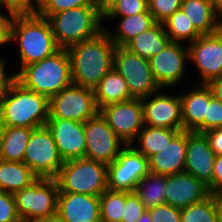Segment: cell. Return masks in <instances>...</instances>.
Returning <instances> with one entry per match:
<instances>
[{"label": "cell", "instance_id": "obj_1", "mask_svg": "<svg viewBox=\"0 0 222 222\" xmlns=\"http://www.w3.org/2000/svg\"><path fill=\"white\" fill-rule=\"evenodd\" d=\"M115 47L105 29L94 38L69 46L72 83L94 89L113 68Z\"/></svg>", "mask_w": 222, "mask_h": 222}, {"label": "cell", "instance_id": "obj_2", "mask_svg": "<svg viewBox=\"0 0 222 222\" xmlns=\"http://www.w3.org/2000/svg\"><path fill=\"white\" fill-rule=\"evenodd\" d=\"M11 41H18L20 69L54 55L57 45L47 18L36 15L15 16L11 26Z\"/></svg>", "mask_w": 222, "mask_h": 222}, {"label": "cell", "instance_id": "obj_3", "mask_svg": "<svg viewBox=\"0 0 222 222\" xmlns=\"http://www.w3.org/2000/svg\"><path fill=\"white\" fill-rule=\"evenodd\" d=\"M17 82L24 88L47 96L58 94L72 84L71 60L67 49L26 66L17 72Z\"/></svg>", "mask_w": 222, "mask_h": 222}, {"label": "cell", "instance_id": "obj_4", "mask_svg": "<svg viewBox=\"0 0 222 222\" xmlns=\"http://www.w3.org/2000/svg\"><path fill=\"white\" fill-rule=\"evenodd\" d=\"M5 126L38 128L47 124L49 98L16 82L1 98Z\"/></svg>", "mask_w": 222, "mask_h": 222}, {"label": "cell", "instance_id": "obj_5", "mask_svg": "<svg viewBox=\"0 0 222 222\" xmlns=\"http://www.w3.org/2000/svg\"><path fill=\"white\" fill-rule=\"evenodd\" d=\"M61 49L96 37L104 30L98 6H81L52 14L48 18Z\"/></svg>", "mask_w": 222, "mask_h": 222}, {"label": "cell", "instance_id": "obj_6", "mask_svg": "<svg viewBox=\"0 0 222 222\" xmlns=\"http://www.w3.org/2000/svg\"><path fill=\"white\" fill-rule=\"evenodd\" d=\"M59 192L100 196L107 187V164L79 158L65 161L55 177Z\"/></svg>", "mask_w": 222, "mask_h": 222}, {"label": "cell", "instance_id": "obj_7", "mask_svg": "<svg viewBox=\"0 0 222 222\" xmlns=\"http://www.w3.org/2000/svg\"><path fill=\"white\" fill-rule=\"evenodd\" d=\"M59 187L55 178H38L30 186L14 194L18 216L22 222L57 213Z\"/></svg>", "mask_w": 222, "mask_h": 222}, {"label": "cell", "instance_id": "obj_8", "mask_svg": "<svg viewBox=\"0 0 222 222\" xmlns=\"http://www.w3.org/2000/svg\"><path fill=\"white\" fill-rule=\"evenodd\" d=\"M113 67L124 78L133 98L141 99L162 91L154 78L149 60L124 46L115 47Z\"/></svg>", "mask_w": 222, "mask_h": 222}, {"label": "cell", "instance_id": "obj_9", "mask_svg": "<svg viewBox=\"0 0 222 222\" xmlns=\"http://www.w3.org/2000/svg\"><path fill=\"white\" fill-rule=\"evenodd\" d=\"M23 162L39 178H55L63 166L50 129L44 125L34 128L25 149Z\"/></svg>", "mask_w": 222, "mask_h": 222}, {"label": "cell", "instance_id": "obj_10", "mask_svg": "<svg viewBox=\"0 0 222 222\" xmlns=\"http://www.w3.org/2000/svg\"><path fill=\"white\" fill-rule=\"evenodd\" d=\"M99 112L94 89L71 84L49 98V118L86 122Z\"/></svg>", "mask_w": 222, "mask_h": 222}, {"label": "cell", "instance_id": "obj_11", "mask_svg": "<svg viewBox=\"0 0 222 222\" xmlns=\"http://www.w3.org/2000/svg\"><path fill=\"white\" fill-rule=\"evenodd\" d=\"M148 173V159L133 145H125L117 159L107 165V187L112 191L134 192L140 179Z\"/></svg>", "mask_w": 222, "mask_h": 222}, {"label": "cell", "instance_id": "obj_12", "mask_svg": "<svg viewBox=\"0 0 222 222\" xmlns=\"http://www.w3.org/2000/svg\"><path fill=\"white\" fill-rule=\"evenodd\" d=\"M85 158L110 164L115 161L125 143L114 133L106 119L98 112L84 122ZM121 147V149H120Z\"/></svg>", "mask_w": 222, "mask_h": 222}, {"label": "cell", "instance_id": "obj_13", "mask_svg": "<svg viewBox=\"0 0 222 222\" xmlns=\"http://www.w3.org/2000/svg\"><path fill=\"white\" fill-rule=\"evenodd\" d=\"M114 133L125 143L133 145L137 134L145 125L141 99L109 104L99 110Z\"/></svg>", "mask_w": 222, "mask_h": 222}, {"label": "cell", "instance_id": "obj_14", "mask_svg": "<svg viewBox=\"0 0 222 222\" xmlns=\"http://www.w3.org/2000/svg\"><path fill=\"white\" fill-rule=\"evenodd\" d=\"M189 59L193 61L206 84L222 77V28L212 34L201 35L188 45Z\"/></svg>", "mask_w": 222, "mask_h": 222}, {"label": "cell", "instance_id": "obj_15", "mask_svg": "<svg viewBox=\"0 0 222 222\" xmlns=\"http://www.w3.org/2000/svg\"><path fill=\"white\" fill-rule=\"evenodd\" d=\"M189 49L179 42H170L161 52L149 59L150 68L160 88L174 87L185 76V60Z\"/></svg>", "mask_w": 222, "mask_h": 222}, {"label": "cell", "instance_id": "obj_16", "mask_svg": "<svg viewBox=\"0 0 222 222\" xmlns=\"http://www.w3.org/2000/svg\"><path fill=\"white\" fill-rule=\"evenodd\" d=\"M160 92L141 98L144 124L152 127L183 130L180 96L174 97Z\"/></svg>", "mask_w": 222, "mask_h": 222}, {"label": "cell", "instance_id": "obj_17", "mask_svg": "<svg viewBox=\"0 0 222 222\" xmlns=\"http://www.w3.org/2000/svg\"><path fill=\"white\" fill-rule=\"evenodd\" d=\"M46 126L52 132L57 149L64 162L85 158L84 123L62 118H48Z\"/></svg>", "mask_w": 222, "mask_h": 222}, {"label": "cell", "instance_id": "obj_18", "mask_svg": "<svg viewBox=\"0 0 222 222\" xmlns=\"http://www.w3.org/2000/svg\"><path fill=\"white\" fill-rule=\"evenodd\" d=\"M165 190L166 204L180 209L199 203L210 195L201 180L186 172L166 176Z\"/></svg>", "mask_w": 222, "mask_h": 222}, {"label": "cell", "instance_id": "obj_19", "mask_svg": "<svg viewBox=\"0 0 222 222\" xmlns=\"http://www.w3.org/2000/svg\"><path fill=\"white\" fill-rule=\"evenodd\" d=\"M215 157L204 134L187 131L184 172L192 174L208 186L212 182Z\"/></svg>", "mask_w": 222, "mask_h": 222}, {"label": "cell", "instance_id": "obj_20", "mask_svg": "<svg viewBox=\"0 0 222 222\" xmlns=\"http://www.w3.org/2000/svg\"><path fill=\"white\" fill-rule=\"evenodd\" d=\"M57 214L63 222H101L100 196L59 192Z\"/></svg>", "mask_w": 222, "mask_h": 222}, {"label": "cell", "instance_id": "obj_21", "mask_svg": "<svg viewBox=\"0 0 222 222\" xmlns=\"http://www.w3.org/2000/svg\"><path fill=\"white\" fill-rule=\"evenodd\" d=\"M212 97L211 90L204 83L180 96L183 130L204 133V117H207V104Z\"/></svg>", "mask_w": 222, "mask_h": 222}, {"label": "cell", "instance_id": "obj_22", "mask_svg": "<svg viewBox=\"0 0 222 222\" xmlns=\"http://www.w3.org/2000/svg\"><path fill=\"white\" fill-rule=\"evenodd\" d=\"M187 131H180L159 153L148 159L149 172L173 175L184 172L186 162Z\"/></svg>", "mask_w": 222, "mask_h": 222}, {"label": "cell", "instance_id": "obj_23", "mask_svg": "<svg viewBox=\"0 0 222 222\" xmlns=\"http://www.w3.org/2000/svg\"><path fill=\"white\" fill-rule=\"evenodd\" d=\"M180 9L200 35L212 34L222 28L215 14L213 0H182Z\"/></svg>", "mask_w": 222, "mask_h": 222}, {"label": "cell", "instance_id": "obj_24", "mask_svg": "<svg viewBox=\"0 0 222 222\" xmlns=\"http://www.w3.org/2000/svg\"><path fill=\"white\" fill-rule=\"evenodd\" d=\"M95 103L101 108L133 99L121 74L113 67L94 88Z\"/></svg>", "mask_w": 222, "mask_h": 222}, {"label": "cell", "instance_id": "obj_25", "mask_svg": "<svg viewBox=\"0 0 222 222\" xmlns=\"http://www.w3.org/2000/svg\"><path fill=\"white\" fill-rule=\"evenodd\" d=\"M171 40L165 32L164 25L156 23L149 30H146L131 39L124 47L129 51L149 60L161 52Z\"/></svg>", "mask_w": 222, "mask_h": 222}, {"label": "cell", "instance_id": "obj_26", "mask_svg": "<svg viewBox=\"0 0 222 222\" xmlns=\"http://www.w3.org/2000/svg\"><path fill=\"white\" fill-rule=\"evenodd\" d=\"M38 178L24 162L0 160V190L3 192L15 194Z\"/></svg>", "mask_w": 222, "mask_h": 222}, {"label": "cell", "instance_id": "obj_27", "mask_svg": "<svg viewBox=\"0 0 222 222\" xmlns=\"http://www.w3.org/2000/svg\"><path fill=\"white\" fill-rule=\"evenodd\" d=\"M32 128L5 126L0 138V160L23 162Z\"/></svg>", "mask_w": 222, "mask_h": 222}, {"label": "cell", "instance_id": "obj_28", "mask_svg": "<svg viewBox=\"0 0 222 222\" xmlns=\"http://www.w3.org/2000/svg\"><path fill=\"white\" fill-rule=\"evenodd\" d=\"M156 24L153 15L149 11L121 17L116 32H111L106 27L111 40L116 46H125L131 39L138 34L149 30ZM111 32V33H110ZM113 33V34H112Z\"/></svg>", "mask_w": 222, "mask_h": 222}, {"label": "cell", "instance_id": "obj_29", "mask_svg": "<svg viewBox=\"0 0 222 222\" xmlns=\"http://www.w3.org/2000/svg\"><path fill=\"white\" fill-rule=\"evenodd\" d=\"M180 131L182 130L144 125L136 137L140 147L133 148L149 159L162 151Z\"/></svg>", "mask_w": 222, "mask_h": 222}, {"label": "cell", "instance_id": "obj_30", "mask_svg": "<svg viewBox=\"0 0 222 222\" xmlns=\"http://www.w3.org/2000/svg\"><path fill=\"white\" fill-rule=\"evenodd\" d=\"M166 176L149 172L140 179L135 194L144 204L146 210L166 203Z\"/></svg>", "mask_w": 222, "mask_h": 222}, {"label": "cell", "instance_id": "obj_31", "mask_svg": "<svg viewBox=\"0 0 222 222\" xmlns=\"http://www.w3.org/2000/svg\"><path fill=\"white\" fill-rule=\"evenodd\" d=\"M163 25L171 42L181 43L186 40L190 44L201 36L181 9L170 16Z\"/></svg>", "mask_w": 222, "mask_h": 222}, {"label": "cell", "instance_id": "obj_32", "mask_svg": "<svg viewBox=\"0 0 222 222\" xmlns=\"http://www.w3.org/2000/svg\"><path fill=\"white\" fill-rule=\"evenodd\" d=\"M125 206V191L106 189L100 195L101 222H121Z\"/></svg>", "mask_w": 222, "mask_h": 222}, {"label": "cell", "instance_id": "obj_33", "mask_svg": "<svg viewBox=\"0 0 222 222\" xmlns=\"http://www.w3.org/2000/svg\"><path fill=\"white\" fill-rule=\"evenodd\" d=\"M181 222H218V210L213 195L180 209Z\"/></svg>", "mask_w": 222, "mask_h": 222}, {"label": "cell", "instance_id": "obj_34", "mask_svg": "<svg viewBox=\"0 0 222 222\" xmlns=\"http://www.w3.org/2000/svg\"><path fill=\"white\" fill-rule=\"evenodd\" d=\"M81 6H97L96 0H42L37 14L48 19L52 14Z\"/></svg>", "mask_w": 222, "mask_h": 222}, {"label": "cell", "instance_id": "obj_35", "mask_svg": "<svg viewBox=\"0 0 222 222\" xmlns=\"http://www.w3.org/2000/svg\"><path fill=\"white\" fill-rule=\"evenodd\" d=\"M148 11V0H119L104 16L103 19H118Z\"/></svg>", "mask_w": 222, "mask_h": 222}, {"label": "cell", "instance_id": "obj_36", "mask_svg": "<svg viewBox=\"0 0 222 222\" xmlns=\"http://www.w3.org/2000/svg\"><path fill=\"white\" fill-rule=\"evenodd\" d=\"M182 0H148V11L156 23L163 24L181 7Z\"/></svg>", "mask_w": 222, "mask_h": 222}, {"label": "cell", "instance_id": "obj_37", "mask_svg": "<svg viewBox=\"0 0 222 222\" xmlns=\"http://www.w3.org/2000/svg\"><path fill=\"white\" fill-rule=\"evenodd\" d=\"M145 210L144 204L135 192L125 191V206L121 222H136Z\"/></svg>", "mask_w": 222, "mask_h": 222}, {"label": "cell", "instance_id": "obj_38", "mask_svg": "<svg viewBox=\"0 0 222 222\" xmlns=\"http://www.w3.org/2000/svg\"><path fill=\"white\" fill-rule=\"evenodd\" d=\"M1 6H5L8 13L14 16L36 15L38 11V4L34 0H1Z\"/></svg>", "mask_w": 222, "mask_h": 222}, {"label": "cell", "instance_id": "obj_39", "mask_svg": "<svg viewBox=\"0 0 222 222\" xmlns=\"http://www.w3.org/2000/svg\"><path fill=\"white\" fill-rule=\"evenodd\" d=\"M0 222H22L16 209L14 194L0 190Z\"/></svg>", "mask_w": 222, "mask_h": 222}, {"label": "cell", "instance_id": "obj_40", "mask_svg": "<svg viewBox=\"0 0 222 222\" xmlns=\"http://www.w3.org/2000/svg\"><path fill=\"white\" fill-rule=\"evenodd\" d=\"M148 211L152 222H181L180 208L169 204L158 205Z\"/></svg>", "mask_w": 222, "mask_h": 222}, {"label": "cell", "instance_id": "obj_41", "mask_svg": "<svg viewBox=\"0 0 222 222\" xmlns=\"http://www.w3.org/2000/svg\"><path fill=\"white\" fill-rule=\"evenodd\" d=\"M222 127V102L212 97L207 104V117H204V132Z\"/></svg>", "mask_w": 222, "mask_h": 222}, {"label": "cell", "instance_id": "obj_42", "mask_svg": "<svg viewBox=\"0 0 222 222\" xmlns=\"http://www.w3.org/2000/svg\"><path fill=\"white\" fill-rule=\"evenodd\" d=\"M207 188L210 194L222 192V155L215 157L212 182Z\"/></svg>", "mask_w": 222, "mask_h": 222}, {"label": "cell", "instance_id": "obj_43", "mask_svg": "<svg viewBox=\"0 0 222 222\" xmlns=\"http://www.w3.org/2000/svg\"><path fill=\"white\" fill-rule=\"evenodd\" d=\"M6 61L0 58V98L17 82V73L6 75Z\"/></svg>", "mask_w": 222, "mask_h": 222}, {"label": "cell", "instance_id": "obj_44", "mask_svg": "<svg viewBox=\"0 0 222 222\" xmlns=\"http://www.w3.org/2000/svg\"><path fill=\"white\" fill-rule=\"evenodd\" d=\"M14 17L10 13L9 16L0 13V46L11 41V26Z\"/></svg>", "mask_w": 222, "mask_h": 222}, {"label": "cell", "instance_id": "obj_45", "mask_svg": "<svg viewBox=\"0 0 222 222\" xmlns=\"http://www.w3.org/2000/svg\"><path fill=\"white\" fill-rule=\"evenodd\" d=\"M208 139L212 151L222 155V127L214 128L203 133Z\"/></svg>", "mask_w": 222, "mask_h": 222}, {"label": "cell", "instance_id": "obj_46", "mask_svg": "<svg viewBox=\"0 0 222 222\" xmlns=\"http://www.w3.org/2000/svg\"><path fill=\"white\" fill-rule=\"evenodd\" d=\"M206 84L211 90L213 97L222 102V77L211 79Z\"/></svg>", "mask_w": 222, "mask_h": 222}, {"label": "cell", "instance_id": "obj_47", "mask_svg": "<svg viewBox=\"0 0 222 222\" xmlns=\"http://www.w3.org/2000/svg\"><path fill=\"white\" fill-rule=\"evenodd\" d=\"M119 0H96V5L102 16H104Z\"/></svg>", "mask_w": 222, "mask_h": 222}, {"label": "cell", "instance_id": "obj_48", "mask_svg": "<svg viewBox=\"0 0 222 222\" xmlns=\"http://www.w3.org/2000/svg\"><path fill=\"white\" fill-rule=\"evenodd\" d=\"M218 210V222H222V192L212 194Z\"/></svg>", "mask_w": 222, "mask_h": 222}, {"label": "cell", "instance_id": "obj_49", "mask_svg": "<svg viewBox=\"0 0 222 222\" xmlns=\"http://www.w3.org/2000/svg\"><path fill=\"white\" fill-rule=\"evenodd\" d=\"M33 222H63V221L61 220L60 216L57 213H55L54 215L51 216L38 218Z\"/></svg>", "mask_w": 222, "mask_h": 222}, {"label": "cell", "instance_id": "obj_50", "mask_svg": "<svg viewBox=\"0 0 222 222\" xmlns=\"http://www.w3.org/2000/svg\"><path fill=\"white\" fill-rule=\"evenodd\" d=\"M213 1H214V9L216 17L222 23V0H213Z\"/></svg>", "mask_w": 222, "mask_h": 222}, {"label": "cell", "instance_id": "obj_51", "mask_svg": "<svg viewBox=\"0 0 222 222\" xmlns=\"http://www.w3.org/2000/svg\"><path fill=\"white\" fill-rule=\"evenodd\" d=\"M136 222H152L150 212L145 210L142 216Z\"/></svg>", "mask_w": 222, "mask_h": 222}, {"label": "cell", "instance_id": "obj_52", "mask_svg": "<svg viewBox=\"0 0 222 222\" xmlns=\"http://www.w3.org/2000/svg\"><path fill=\"white\" fill-rule=\"evenodd\" d=\"M4 129H5V123H4V120H3V113H2V106H1V98H0V138H1L2 135H3Z\"/></svg>", "mask_w": 222, "mask_h": 222}, {"label": "cell", "instance_id": "obj_53", "mask_svg": "<svg viewBox=\"0 0 222 222\" xmlns=\"http://www.w3.org/2000/svg\"><path fill=\"white\" fill-rule=\"evenodd\" d=\"M38 5L42 2V0H34Z\"/></svg>", "mask_w": 222, "mask_h": 222}]
</instances>
